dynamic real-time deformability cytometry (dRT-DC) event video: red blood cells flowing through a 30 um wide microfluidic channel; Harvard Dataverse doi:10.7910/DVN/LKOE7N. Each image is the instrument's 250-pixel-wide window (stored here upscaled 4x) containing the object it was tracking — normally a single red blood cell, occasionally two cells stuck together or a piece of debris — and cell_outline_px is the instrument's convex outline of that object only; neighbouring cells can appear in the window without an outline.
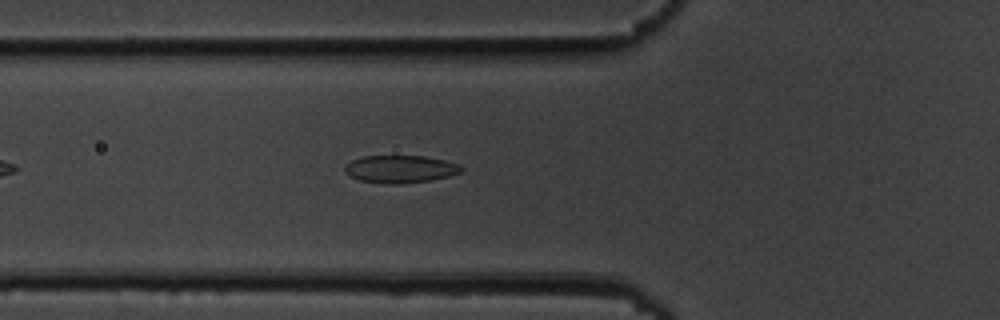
{"species": "common noctule bat (a hibernating species)", "species_latin": "Nyctalus noctula", "temperature_condition": "cold", "stored_images_in_passage": 36, "camera_frame_rate_fps": 3000, "um_per_image_px": 0.085, "animal": {"sex": "male", "body_mass_g": 19.5, "forearm_length_mm": 54.6}, "frame": {"image": 1, "passage_image": 4, "time_ms": 1.0, "image_size_px": [1000, 320], "cell_outline_px": [[464, 168], [460, 172], [448, 176], [432, 180], [400, 184], [388, 184], [360, 180], [344, 172], [344, 168], [352, 160], [364, 156], [424, 156], [444, 160], [456, 164]], "centroid_in_image_um": [34.02, 14.37], "position_along_channel_um": 91.8, "area_um2": 18.5}}
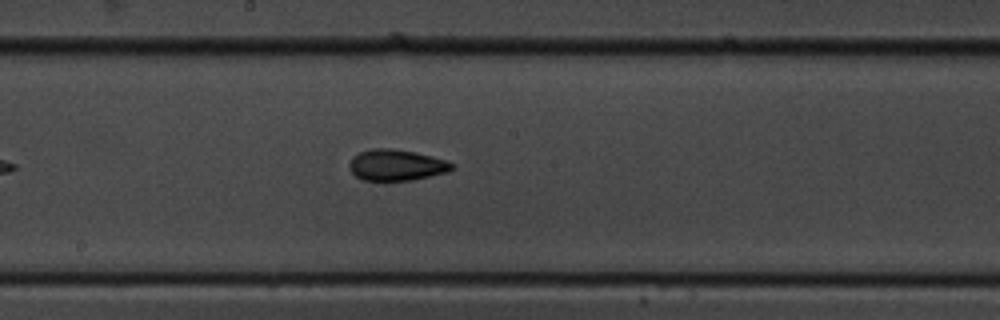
{"frame": {"image": 2, "passage_image": 14, "time_ms": 4.333, "image_size_px": [1000, 320], "cell_outline_px": [[456, 168], [448, 172], [412, 180], [360, 180], [348, 168], [348, 164], [352, 156], [360, 152], [372, 148], [388, 148], [416, 152], [432, 156], [456, 164]], "centroid_in_image_um": [33.69, 14.03], "position_along_channel_um": 214.5, "area_um2": 18.79}}
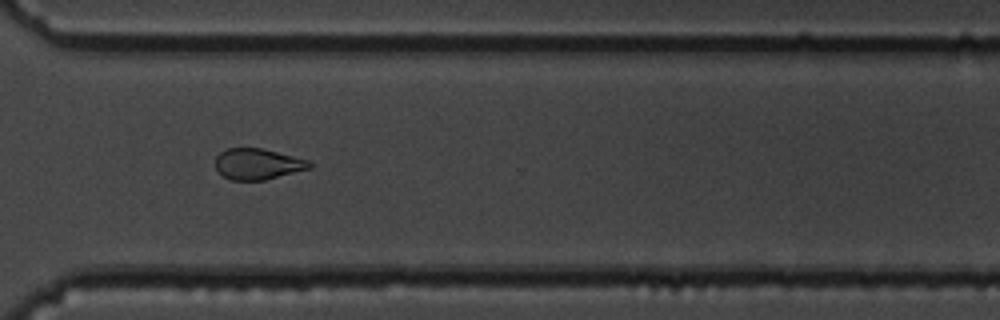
{"frame": {"image": 3, "passage_image": 25, "time_ms": 8.0, "image_size_px": [1000, 320], "cell_outline_px": [[312, 168], [264, 180], [232, 180], [224, 176], [216, 168], [216, 156], [220, 152], [228, 148], [260, 148], [312, 160]], "centroid_in_image_um": [21.95, 13.93], "position_along_channel_um": 348.6, "area_um2": 16.99}, "authors_computed_cell_mechanics": {"area_um2": 18.0914, "velocity_mm_per_s": 3.6693, "shape_relaxation_time_tau1_ms": 5.5296, "shape_relaxation_time_tau2_ms": 3.3108, "deformation_change_tau1": 0.1269, "deformation_change_tau2": 0.093}}